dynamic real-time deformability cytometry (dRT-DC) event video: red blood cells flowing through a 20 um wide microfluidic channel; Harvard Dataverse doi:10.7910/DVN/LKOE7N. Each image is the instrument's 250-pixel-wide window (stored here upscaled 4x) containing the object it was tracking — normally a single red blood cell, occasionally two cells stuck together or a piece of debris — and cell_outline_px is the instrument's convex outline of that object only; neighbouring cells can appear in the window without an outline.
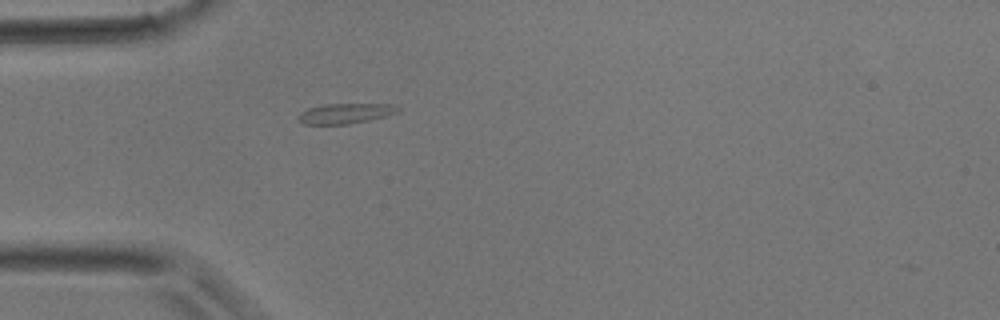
{"species": "common noctule bat (a hibernating species)", "species_latin": "Nyctalus noctula", "temperature_condition": "room temperature", "stored_images_in_passage": 1, "camera_frame_rate_fps": 3000, "um_per_image_px": 0.085, "animal": {"sex": "male", "body_mass_g": 17.9}, "frame": {"image": 1, "passage_image": 1, "time_ms": 0.0, "image_size_px": [1000, 320], "cell_outline_px": [[400, 108], [396, 112], [388, 116], [348, 124], [304, 124], [296, 120], [296, 116], [300, 112], [308, 108], [324, 104], [396, 104]], "centroid_in_image_um": [29.32, 9.64], "position_along_channel_um": 55.7, "area_um2": 11.85}}